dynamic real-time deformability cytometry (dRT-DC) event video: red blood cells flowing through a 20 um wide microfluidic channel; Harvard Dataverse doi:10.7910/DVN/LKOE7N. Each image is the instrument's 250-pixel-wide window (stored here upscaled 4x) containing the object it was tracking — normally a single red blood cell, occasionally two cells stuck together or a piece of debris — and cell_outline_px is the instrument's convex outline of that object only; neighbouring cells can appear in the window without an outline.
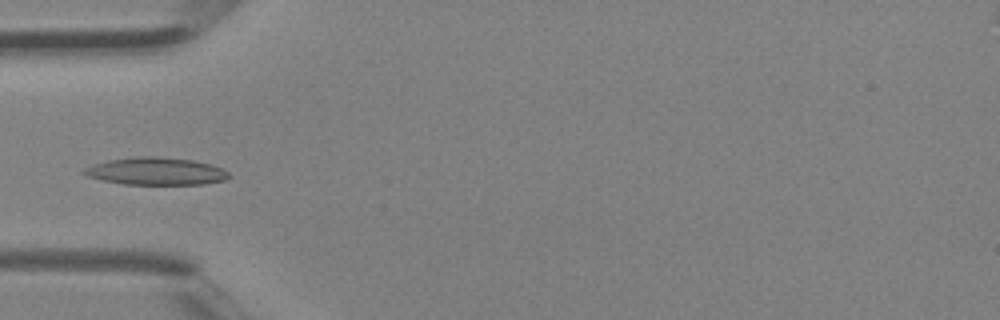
{"species": "Egyptian fruit bat (a non-hibernating species)", "species_latin": "Rousettus aegyptiacus", "temperature_condition": "room temperature", "stored_images_in_passage": 4, "camera_frame_rate_fps": 3000, "um_per_image_px": 0.085, "animal": {"sex": "female"}, "frame": {"image": 1, "passage_image": 4, "time_ms": 1.0, "image_size_px": [1000, 320], "cell_outline_px": [[232, 176], [224, 180], [204, 184], [124, 184], [104, 180], [88, 176], [80, 172], [84, 168], [92, 164], [108, 160], [136, 156], [156, 156], [192, 160], [212, 164], [228, 172]], "centroid_in_image_um": [13.25, 14.55], "position_along_channel_um": 71.8, "area_um2": 23.18}}